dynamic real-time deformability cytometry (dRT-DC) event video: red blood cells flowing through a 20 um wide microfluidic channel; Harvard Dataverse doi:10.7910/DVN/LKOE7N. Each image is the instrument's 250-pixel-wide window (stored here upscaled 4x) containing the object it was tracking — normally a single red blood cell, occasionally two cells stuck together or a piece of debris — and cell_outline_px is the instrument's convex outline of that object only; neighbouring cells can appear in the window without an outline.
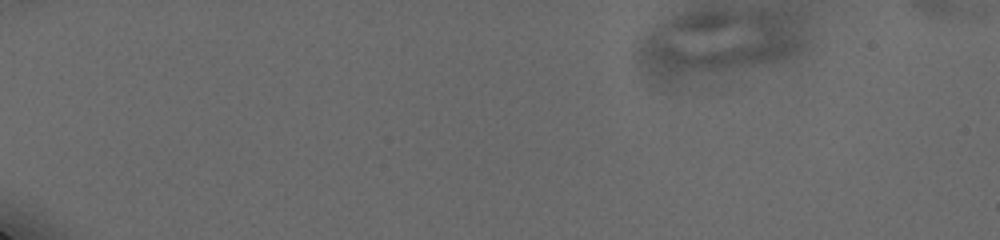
{"species": "human", "species_latin": "Homo sapiens", "temperature_condition": "cold", "stored_images_in_passage": 67, "camera_frame_rate_fps": 3000, "um_per_image_px": 0.085, "donor": {"sex": "male"}, "frame": {"image": 1, "passage_image": 1, "time_ms": 0.0, "image_size_px": [1000, 240], "cell_outline_px": [[804, 44], [788, 56], [776, 60], [676, 88], [648, 84], [640, 72], [632, 56], [632, 44], [636, 40], [676, 16], [696, 12], [784, 12], [792, 20]], "centroid_in_image_um": [60.6, 3.89], "position_along_channel_um": 24.4, "area_um2": 67.22}}
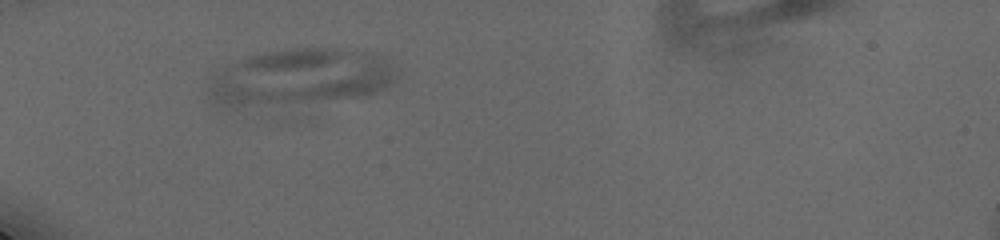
{"frame": {"image": 2, "passage_image": 17, "time_ms": 4.333, "image_size_px": [1000, 240], "cell_outline_px": [[400, 68], [396, 76], [380, 92], [368, 96], [236, 108], [224, 108], [216, 104], [212, 100], [208, 92], [212, 76], [216, 72], [228, 64], [248, 56], [268, 52], [292, 48], [336, 48], [380, 52], [392, 60]], "centroid_in_image_um": [25.6, 6.54], "position_along_channel_um": 59.4, "area_um2": 63.12}}